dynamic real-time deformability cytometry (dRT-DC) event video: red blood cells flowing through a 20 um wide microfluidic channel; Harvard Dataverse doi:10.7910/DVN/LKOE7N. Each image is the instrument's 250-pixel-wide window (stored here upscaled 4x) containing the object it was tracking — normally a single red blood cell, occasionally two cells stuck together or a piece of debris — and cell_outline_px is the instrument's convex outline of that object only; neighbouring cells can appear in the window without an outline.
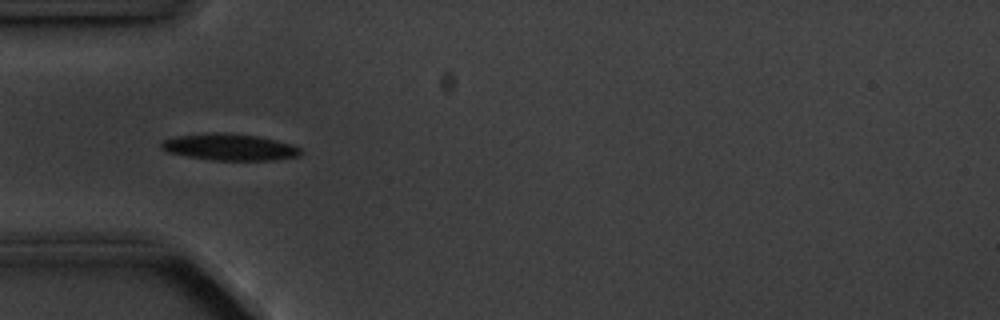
{"species": "common noctule bat (a hibernating species)", "species_latin": "Nyctalus noctula", "temperature_condition": "cold", "stored_images_in_passage": 4, "camera_frame_rate_fps": 3000, "um_per_image_px": 0.085, "animal": {"sex": "male", "body_mass_g": 20.1, "forearm_length_mm": 53.5}, "frame": {"image": 1, "passage_image": 2, "time_ms": 1.333, "image_size_px": [1000, 320], "cell_outline_px": [[304, 152], [300, 156], [272, 160], [212, 160], [188, 156], [168, 152], [160, 148], [160, 144], [164, 140], [176, 136], [204, 132], [224, 132], [256, 136], [276, 140], [292, 144], [300, 148]], "centroid_in_image_um": [19.52, 12.49], "position_along_channel_um": 65.5, "area_um2": 21.73}}